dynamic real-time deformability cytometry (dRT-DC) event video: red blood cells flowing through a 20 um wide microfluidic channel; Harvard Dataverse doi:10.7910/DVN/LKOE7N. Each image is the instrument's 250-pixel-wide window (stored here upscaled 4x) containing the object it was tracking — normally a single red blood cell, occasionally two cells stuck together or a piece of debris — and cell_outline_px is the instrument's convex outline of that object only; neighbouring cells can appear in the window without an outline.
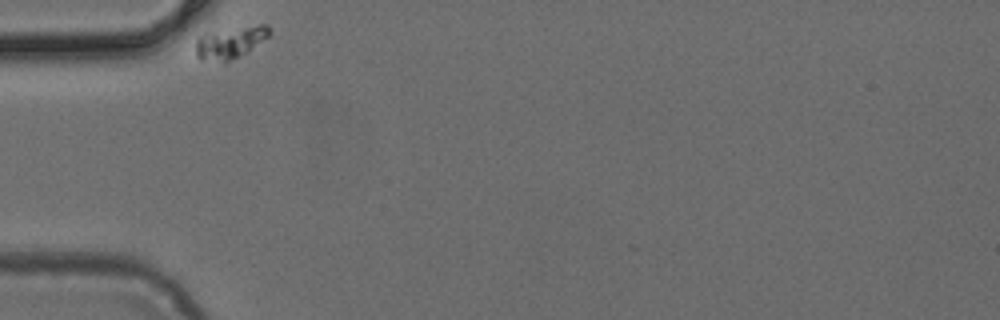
{"species": "common noctule bat (a hibernating species)", "species_latin": "Nyctalus noctula", "temperature_condition": "cold", "stored_images_in_passage": 12, "camera_frame_rate_fps": 3000, "um_per_image_px": 0.085, "animal": {"sex": "female", "body_mass_g": 24.6, "forearm_length_mm": 56.2}, "frame": {"image": 1, "passage_image": 1, "time_ms": 0.0, "image_size_px": [1000, 320], "cell_outline_px": [[272, 32], [268, 36], [248, 52], [228, 60], [200, 60], [196, 56], [196, 40], [200, 36], [260, 24], [268, 24], [272, 28]], "centroid_in_image_um": [19.63, 3.61], "position_along_channel_um": 65.4, "area_um2": 13.01}}
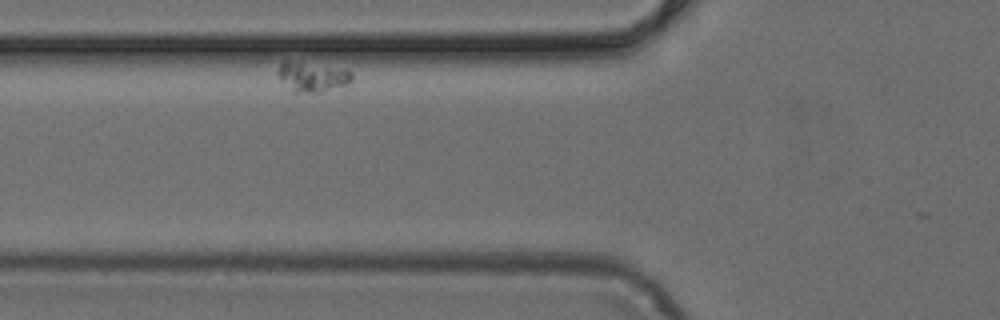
{"frame": {"image": 2, "passage_image": 5, "time_ms": 1.333, "image_size_px": [1000, 320], "cell_outline_px": [[352, 80], [348, 84], [320, 92], [292, 92], [280, 80], [276, 72], [280, 64], [284, 60], [348, 68], [352, 72]], "centroid_in_image_um": [26.55, 6.51], "position_along_channel_um": 99.3, "area_um2": 13.06}}
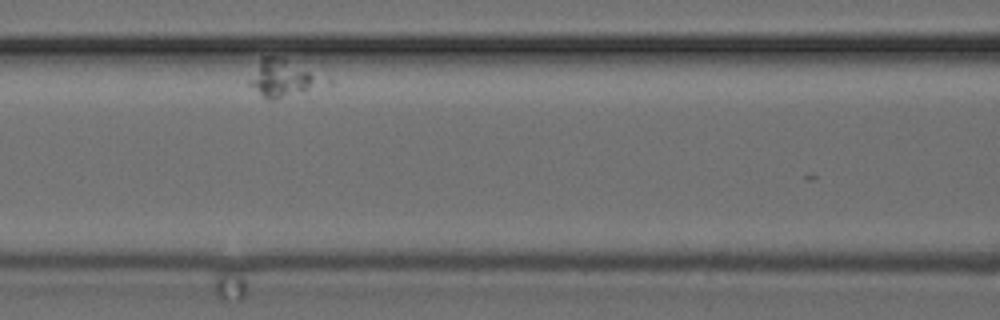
{"frame": {"image": 3, "passage_image": 10, "time_ms": 3.0, "image_size_px": [1000, 320], "cell_outline_px": [[316, 80], [304, 92], [272, 100], [268, 100], [248, 84], [248, 80], [260, 56], [284, 56], [308, 72]], "centroid_in_image_um": [23.72, 6.61], "position_along_channel_um": 142.9, "area_um2": 14.74}}